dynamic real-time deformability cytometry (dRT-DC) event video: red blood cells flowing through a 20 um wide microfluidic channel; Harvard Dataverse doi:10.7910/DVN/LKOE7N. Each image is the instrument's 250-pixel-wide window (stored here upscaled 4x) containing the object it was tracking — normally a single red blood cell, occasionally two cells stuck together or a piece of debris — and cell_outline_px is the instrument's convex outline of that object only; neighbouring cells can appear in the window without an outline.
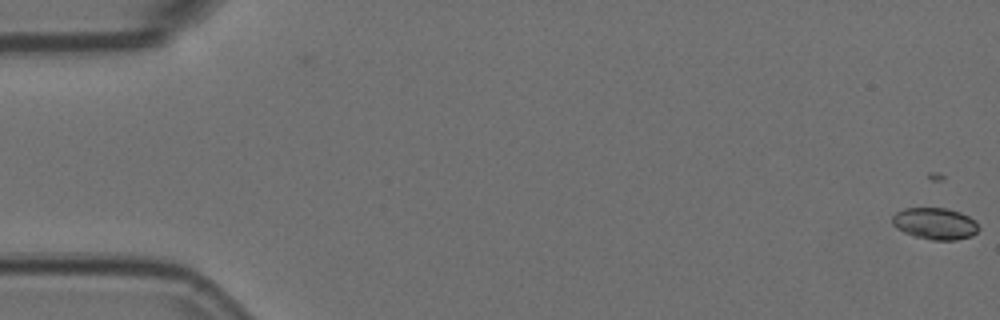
{"species": "Egyptian fruit bat (a non-hibernating species)", "species_latin": "Rousettus aegyptiacus", "temperature_condition": "room temperature", "stored_images_in_passage": 57, "camera_frame_rate_fps": 3000, "um_per_image_px": 0.085, "animal": {"sex": "female"}, "frame": {"image": 1, "passage_image": 2, "time_ms": 0.333, "image_size_px": [1000, 320], "cell_outline_px": [[980, 228], [972, 236], [956, 240], [932, 240], [916, 236], [904, 232], [896, 228], [892, 224], [892, 216], [896, 212], [904, 208], [948, 208], [960, 212], [976, 220]], "centroid_in_image_um": [79.49, 19.0], "position_along_channel_um": 5.5, "area_um2": 16.07}}
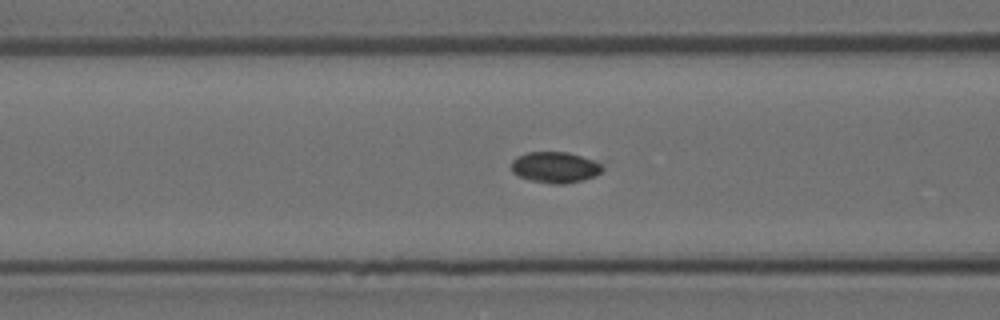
{"frame": {"image": 2, "passage_image": 23, "time_ms": 7.333, "image_size_px": [1000, 320], "cell_outline_px": [[608, 160], [604, 168], [596, 176], [564, 184], [552, 184], [532, 180], [516, 176], [512, 172], [512, 160], [516, 156], [528, 152], [568, 152]], "centroid_in_image_um": [47.31, 14.19], "position_along_channel_um": 119.3, "area_um2": 17.22}}
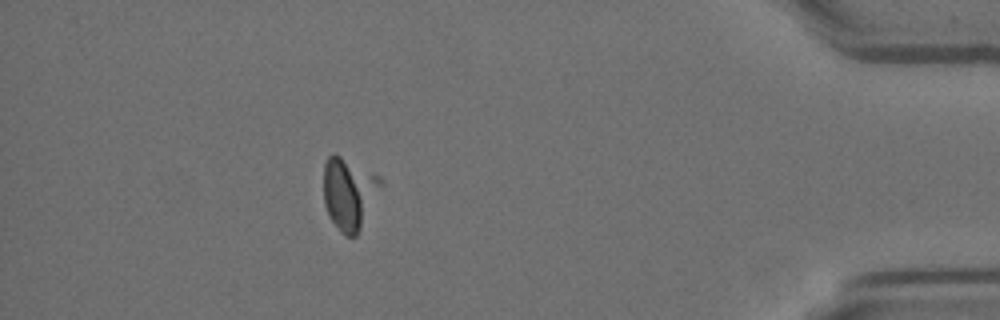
{"frame": {"image": 3, "passage_image": 50, "time_ms": 16.333, "image_size_px": [1000, 320], "cell_outline_px": [[384, 184], [356, 236], [344, 236], [340, 232], [328, 216], [324, 204], [324, 164], [328, 156], [332, 152], [380, 176], [384, 180]], "centroid_in_image_um": [29.67, 16.43], "position_along_channel_um": 405.5, "area_um2": 24.1}}